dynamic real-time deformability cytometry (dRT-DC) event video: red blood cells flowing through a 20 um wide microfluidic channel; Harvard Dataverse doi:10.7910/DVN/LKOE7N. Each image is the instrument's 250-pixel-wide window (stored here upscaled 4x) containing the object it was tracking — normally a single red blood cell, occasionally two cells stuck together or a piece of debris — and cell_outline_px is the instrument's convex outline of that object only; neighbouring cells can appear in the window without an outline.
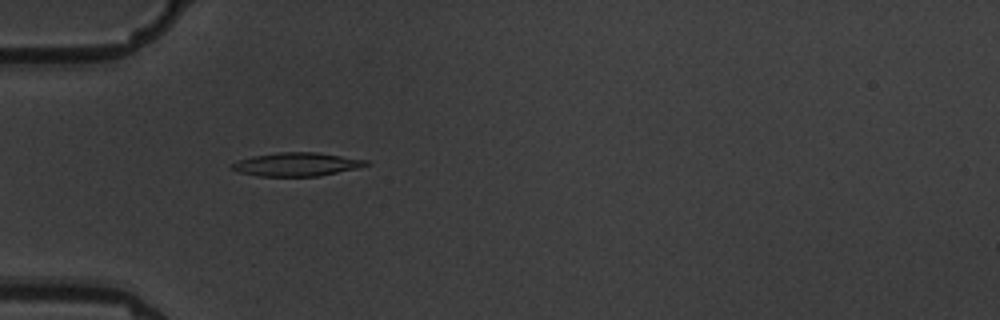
{"species": "common noctule bat (a hibernating species)", "species_latin": "Nyctalus noctula", "temperature_condition": "warm", "stored_images_in_passage": 3, "camera_frame_rate_fps": 3000, "um_per_image_px": 0.085, "animal": {"sex": "male", "body_mass_g": 19.5, "forearm_length_mm": 54.6}, "frame": {"image": 1, "passage_image": 1, "time_ms": 0.0, "image_size_px": [1000, 320], "cell_outline_px": [[372, 164], [356, 168], [320, 176], [260, 176], [240, 172], [228, 168], [232, 164], [240, 160], [252, 156], [280, 152], [316, 152], [368, 160]], "centroid_in_image_um": [25.23, 13.97], "position_along_channel_um": 59.8, "area_um2": 18.26}}
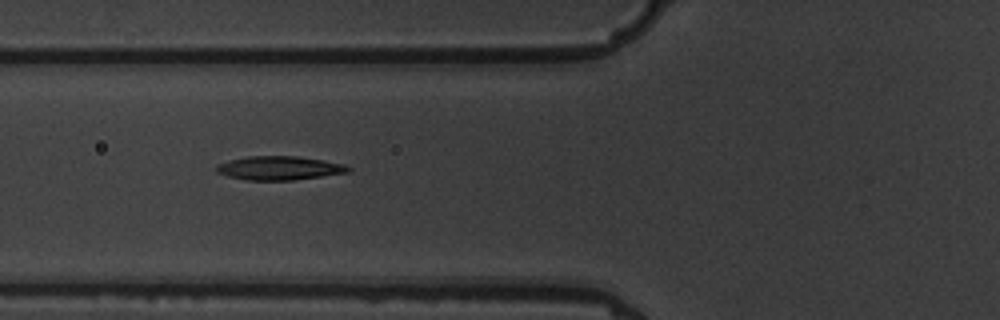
{"frame": {"image": 2, "passage_image": 2, "time_ms": 1.333, "image_size_px": [1000, 320], "cell_outline_px": [[352, 168], [348, 172], [292, 180], [248, 180], [228, 176], [216, 172], [216, 164], [228, 160], [248, 156], [296, 156], [324, 160], [344, 164]], "centroid_in_image_um": [23.71, 14.27], "position_along_channel_um": 102.1, "area_um2": 18.21}}
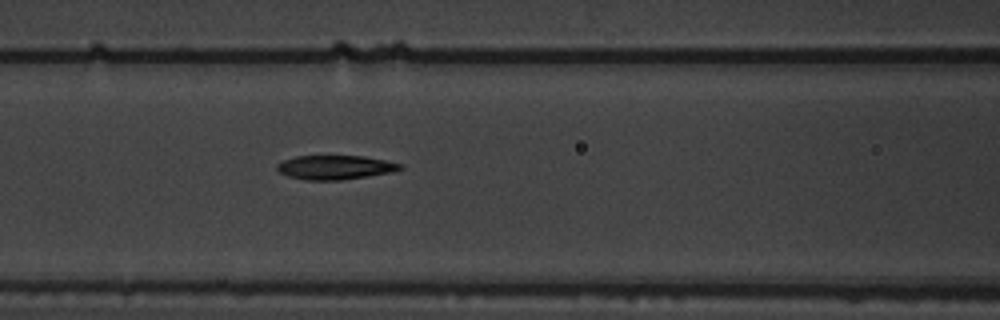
{"frame": {"image": 3, "passage_image": 3, "time_ms": 2.333, "image_size_px": [1000, 320], "cell_outline_px": [[404, 168], [392, 172], [368, 176], [340, 180], [304, 180], [288, 176], [280, 172], [276, 168], [276, 164], [284, 160], [296, 156], [364, 156], [384, 160], [400, 164]], "centroid_in_image_um": [28.46, 14.23], "position_along_channel_um": 138.1, "area_um2": 17.22}}